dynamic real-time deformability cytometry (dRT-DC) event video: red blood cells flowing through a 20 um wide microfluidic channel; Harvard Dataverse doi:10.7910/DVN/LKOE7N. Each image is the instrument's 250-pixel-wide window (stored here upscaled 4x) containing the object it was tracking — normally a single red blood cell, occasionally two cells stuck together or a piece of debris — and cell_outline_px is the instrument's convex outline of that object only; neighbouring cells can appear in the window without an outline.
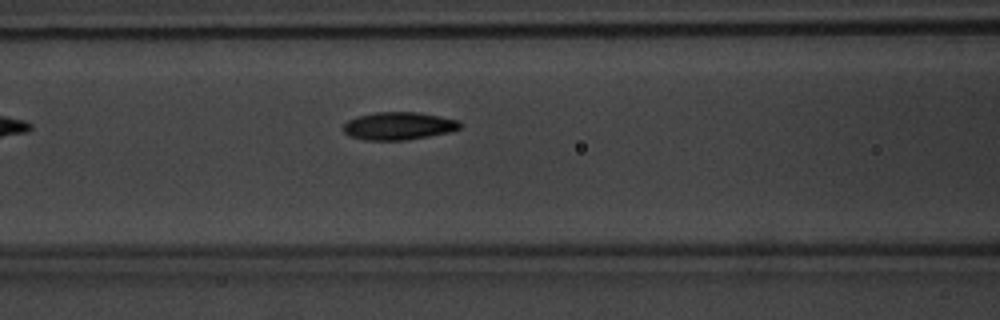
{"species": "common noctule bat (a hibernating species)", "species_latin": "Nyctalus noctula", "temperature_condition": "warm", "stored_images_in_passage": 3, "camera_frame_rate_fps": 3000, "um_per_image_px": 0.085, "animal": {"sex": "male", "body_mass_g": 20.1, "forearm_length_mm": 53.5}, "frame": {"image": 1, "passage_image": 3, "time_ms": 2.333, "image_size_px": [1000, 320], "cell_outline_px": [[464, 124], [460, 128], [448, 132], [408, 140], [364, 140], [348, 136], [344, 132], [344, 124], [348, 120], [356, 116], [376, 112], [416, 112], [460, 120]], "centroid_in_image_um": [33.88, 10.7], "position_along_channel_um": 132.7, "area_um2": 18.96}}